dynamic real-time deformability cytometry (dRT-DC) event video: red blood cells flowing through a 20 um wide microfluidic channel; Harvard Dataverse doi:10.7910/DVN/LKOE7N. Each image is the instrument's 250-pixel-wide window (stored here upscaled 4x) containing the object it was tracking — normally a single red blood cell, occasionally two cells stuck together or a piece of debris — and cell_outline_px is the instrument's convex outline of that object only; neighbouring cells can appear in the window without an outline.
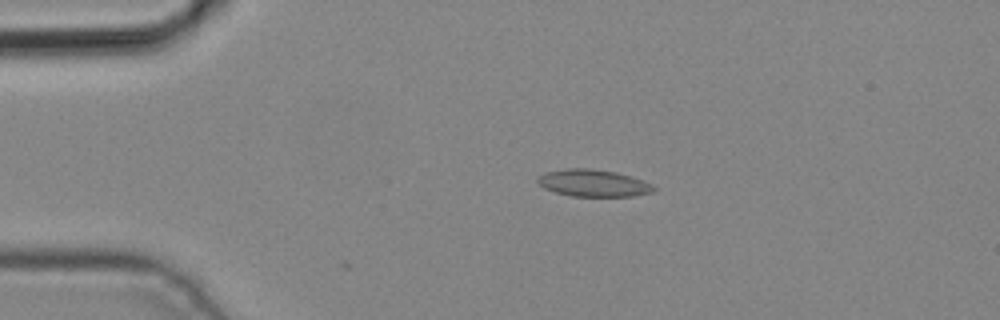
{"species": "common noctule bat (a hibernating species)", "species_latin": "Nyctalus noctula", "temperature_condition": "cold", "stored_images_in_passage": 2, "camera_frame_rate_fps": 3000, "um_per_image_px": 0.085, "animal": {"sex": "male", "body_mass_g": 19.2, "forearm_length_mm": 51.8}, "frame": {"image": 1, "passage_image": 1, "time_ms": 0.0, "image_size_px": [1000, 320], "cell_outline_px": [[656, 188], [652, 192], [632, 196], [572, 196], [556, 192], [544, 188], [536, 180], [536, 176], [548, 172], [564, 168], [592, 168], [616, 172], [632, 176], [644, 180], [652, 184]], "centroid_in_image_um": [50.44, 15.55], "position_along_channel_um": 34.6, "area_um2": 18.38}}